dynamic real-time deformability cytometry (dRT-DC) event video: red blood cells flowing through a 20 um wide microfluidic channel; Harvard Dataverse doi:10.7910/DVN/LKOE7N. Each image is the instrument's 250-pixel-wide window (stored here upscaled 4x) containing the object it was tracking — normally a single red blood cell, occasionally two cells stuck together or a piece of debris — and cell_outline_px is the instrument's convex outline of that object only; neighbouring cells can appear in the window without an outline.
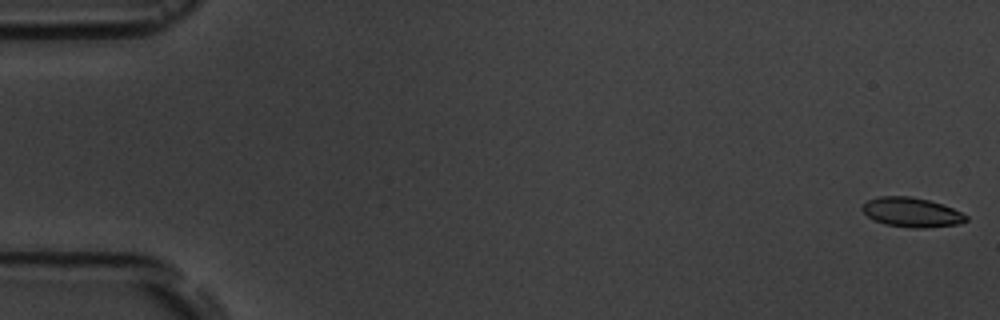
{"species": "common noctule bat (a hibernating species)", "species_latin": "Nyctalus noctula", "temperature_condition": "room temperature", "stored_images_in_passage": 17, "camera_frame_rate_fps": 3000, "um_per_image_px": 0.085, "animal": {"sex": "male", "body_mass_g": 19.5, "forearm_length_mm": 54.6}, "frame": {"image": 1, "passage_image": 1, "time_ms": 0.0, "image_size_px": [1000, 320], "cell_outline_px": [[968, 220], [960, 224], [924, 228], [912, 228], [884, 224], [868, 216], [860, 208], [868, 200], [880, 196], [912, 196], [928, 200], [952, 208], [968, 216]], "centroid_in_image_um": [77.5, 18.05], "position_along_channel_um": 7.5, "area_um2": 17.74}}
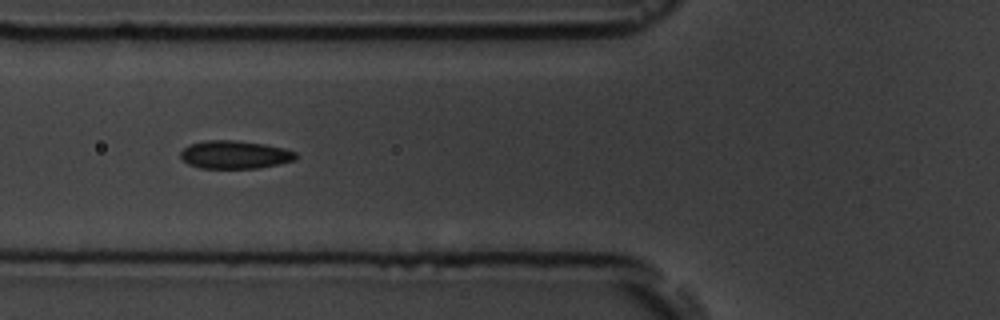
{"frame": {"image": 2, "passage_image": 7, "time_ms": 6.667, "image_size_px": [1000, 320], "cell_outline_px": [[296, 160], [280, 164], [260, 168], [200, 168], [188, 164], [180, 156], [180, 152], [188, 144], [208, 140], [232, 140], [264, 144], [284, 148], [296, 152]], "centroid_in_image_um": [19.96, 13.15], "position_along_channel_um": 105.8, "area_um2": 18.9}}
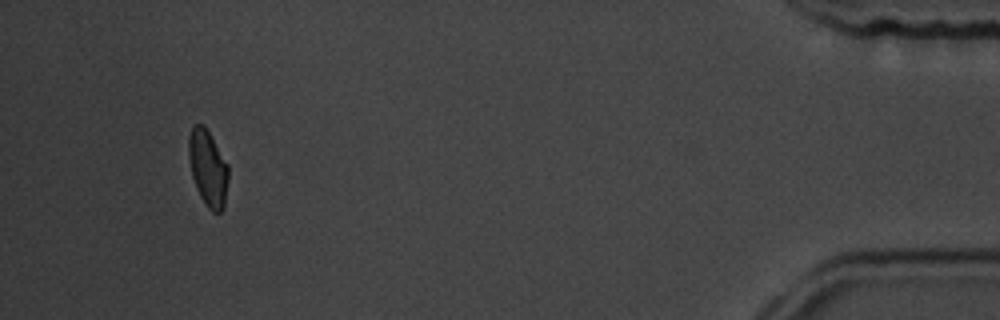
{"frame": {"image": 3, "passage_image": 16, "time_ms": 17.0, "image_size_px": [1000, 320], "cell_outline_px": [[228, 180], [224, 208], [220, 212], [212, 212], [208, 208], [200, 196], [196, 188], [192, 176], [188, 156], [188, 136], [192, 124], [204, 124], [228, 164]], "centroid_in_image_um": [17.66, 14.27], "position_along_channel_um": 417.5, "area_um2": 17.8}, "authors_computed_cell_mechanics": {"area_um2": 18.1492, "velocity_mm_per_s": 3.7042, "shape_relaxation_time_tau1_ms": 3.2155, "shape_relaxation_time_tau2_ms": null, "deformation_change_tau1": 0.0836, "deformation_change_tau2": null}}